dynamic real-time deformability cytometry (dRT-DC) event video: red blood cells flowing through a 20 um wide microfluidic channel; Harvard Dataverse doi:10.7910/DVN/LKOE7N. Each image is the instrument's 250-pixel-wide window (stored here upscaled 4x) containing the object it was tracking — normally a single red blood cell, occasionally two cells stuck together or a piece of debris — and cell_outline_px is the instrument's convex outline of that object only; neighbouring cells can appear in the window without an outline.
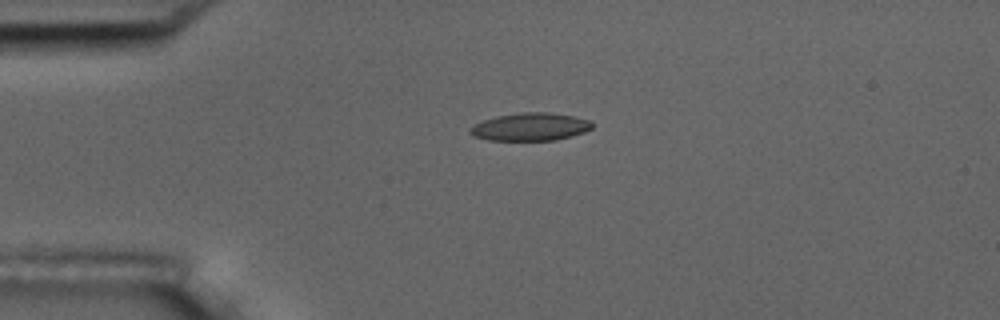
{"species": "common noctule bat (a hibernating species)", "species_latin": "Nyctalus noctula", "temperature_condition": "room temperature", "stored_images_in_passage": 3, "camera_frame_rate_fps": 3000, "um_per_image_px": 0.085, "animal": {"sex": "male", "body_mass_g": 17.5, "forearm_length_mm": 52.3}, "frame": {"image": 1, "passage_image": 2, "time_ms": 0.333, "image_size_px": [1000, 320], "cell_outline_px": [[592, 128], [584, 132], [572, 136], [556, 140], [488, 140], [472, 136], [468, 132], [468, 128], [472, 124], [496, 116], [520, 112], [548, 112], [572, 116], [588, 120], [592, 124]], "centroid_in_image_um": [45.01, 10.78], "position_along_channel_um": 40.0, "area_um2": 19.88}}